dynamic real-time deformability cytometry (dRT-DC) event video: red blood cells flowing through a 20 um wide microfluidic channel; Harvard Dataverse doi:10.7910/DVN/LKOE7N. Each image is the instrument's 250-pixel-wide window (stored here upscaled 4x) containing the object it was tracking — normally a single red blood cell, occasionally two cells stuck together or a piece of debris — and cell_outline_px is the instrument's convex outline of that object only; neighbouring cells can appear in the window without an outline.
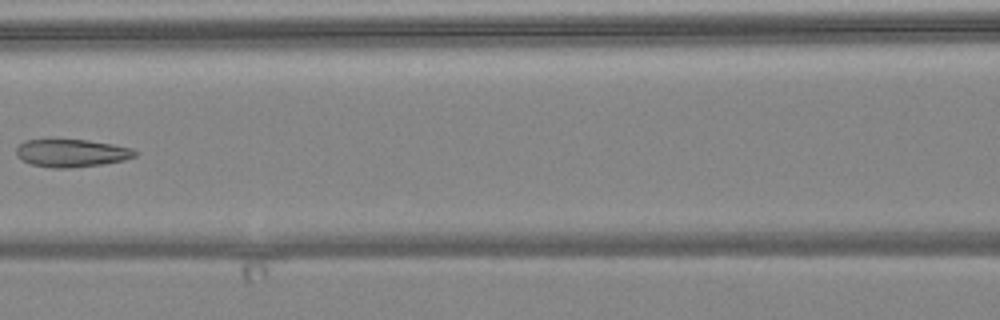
{"species": "common noctule bat (a hibernating species)", "species_latin": "Nyctalus noctula", "temperature_condition": "warm", "stored_images_in_passage": 6, "camera_frame_rate_fps": 3000, "um_per_image_px": 0.085, "animal": {"sex": "female", "body_mass_g": 24.6, "forearm_length_mm": 56.2}, "frame": {"image": 1, "passage_image": 6, "time_ms": 5.667, "image_size_px": [1000, 320], "cell_outline_px": [[136, 156], [124, 160], [100, 164], [72, 168], [52, 168], [32, 164], [20, 160], [16, 152], [16, 148], [24, 140], [88, 140], [112, 144], [132, 148], [136, 152]], "centroid_in_image_um": [6.06, 13.01], "position_along_channel_um": 160.5, "area_um2": 19.07}}